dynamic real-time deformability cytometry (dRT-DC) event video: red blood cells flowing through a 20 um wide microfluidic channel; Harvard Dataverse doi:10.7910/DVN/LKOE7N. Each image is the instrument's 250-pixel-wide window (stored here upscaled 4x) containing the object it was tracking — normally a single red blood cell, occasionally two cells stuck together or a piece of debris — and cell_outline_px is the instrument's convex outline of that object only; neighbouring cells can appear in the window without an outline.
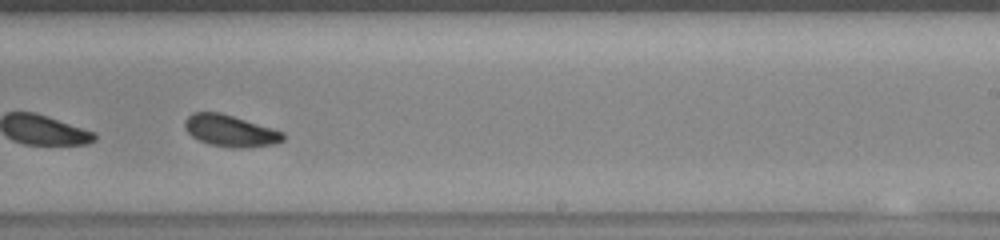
{"species": "common noctule bat (a hibernating species)", "species_latin": "Nyctalus noctula", "temperature_condition": "warm", "stored_images_in_passage": 39, "camera_frame_rate_fps": 3000, "um_per_image_px": 0.085, "animal": {"sex": "female", "body_mass_g": 23.0, "forearm_length_mm": 53.4}, "frame": {"image": 1, "passage_image": 28, "time_ms": 9.0, "image_size_px": [1000, 240], "cell_outline_px": [[284, 140], [276, 144], [240, 148], [232, 148], [212, 144], [200, 140], [192, 136], [184, 128], [184, 120], [192, 112], [220, 112], [272, 128], [284, 132]], "centroid_in_image_um": [19.57, 11.11], "position_along_channel_um": 269.4, "area_um2": 18.03}, "authors_computed_cell_mechanics": {"area_um2": 18.2648, "velocity_mm_per_s": 3.907, "shape_relaxation_time_tau1_ms": 1.7111, "shape_relaxation_time_tau2_ms": 3.0116, "deformation_change_tau1": 0.0985, "deformation_change_tau2": 0.0813}}